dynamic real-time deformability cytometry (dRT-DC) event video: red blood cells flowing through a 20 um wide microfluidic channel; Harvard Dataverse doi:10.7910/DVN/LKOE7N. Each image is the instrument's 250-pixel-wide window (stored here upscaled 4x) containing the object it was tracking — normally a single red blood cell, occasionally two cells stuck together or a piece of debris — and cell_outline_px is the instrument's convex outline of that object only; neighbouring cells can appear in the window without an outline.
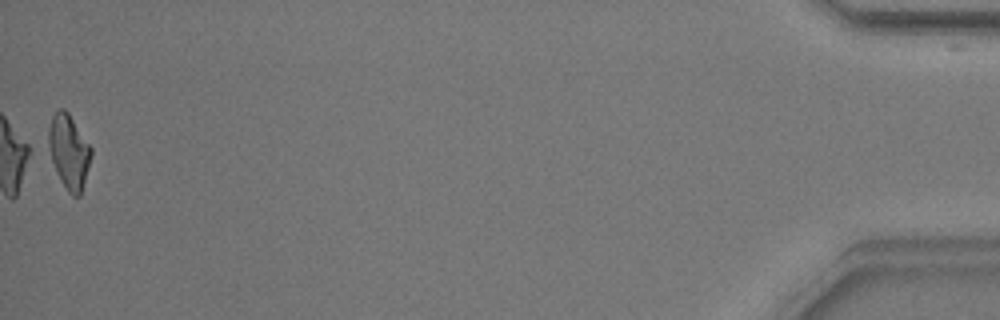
{"species": "common noctule bat (a hibernating species)", "species_latin": "Nyctalus noctula", "temperature_condition": "warm", "stored_images_in_passage": 40, "camera_frame_rate_fps": 3000, "um_per_image_px": 0.085, "animal": {"sex": "male", "body_mass_g": 17.9}, "frame": {"image": 1, "passage_image": 40, "time_ms": 13.0, "image_size_px": [1000, 320], "cell_outline_px": [[92, 156], [80, 196], [72, 196], [68, 192], [60, 180], [56, 172], [44, 144], [48, 128], [52, 116], [56, 108], [64, 108], [68, 112], [92, 148]], "centroid_in_image_um": [5.8, 12.86], "position_along_channel_um": 429.4, "area_um2": 19.07}, "authors_computed_cell_mechanics": {"area_um2": 19.0451, "velocity_mm_per_s": 3.8247, "shape_relaxation_time_tau1_ms": 5.2279, "shape_relaxation_time_tau2_ms": 4.4314, "deformation_change_tau1": 0.1948, "deformation_change_tau2": 0.1103}}